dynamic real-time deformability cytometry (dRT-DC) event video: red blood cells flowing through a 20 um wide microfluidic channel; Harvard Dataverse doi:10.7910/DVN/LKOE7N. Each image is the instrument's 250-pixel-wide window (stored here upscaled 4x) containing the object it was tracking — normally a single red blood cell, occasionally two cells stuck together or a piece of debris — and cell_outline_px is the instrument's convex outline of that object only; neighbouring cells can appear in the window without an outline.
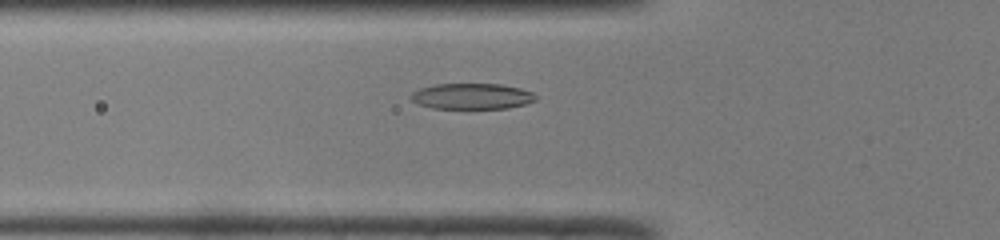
{"species": "common noctule bat (a hibernating species)", "species_latin": "Nyctalus noctula", "temperature_condition": "room temperature", "stored_images_in_passage": 43, "camera_frame_rate_fps": 3000, "um_per_image_px": 0.085, "animal": {"sex": "male", "body_mass_g": 19.0, "forearm_length_mm": 50.8}, "frame": {"image": 1, "passage_image": 11, "time_ms": 3.333, "image_size_px": [1000, 240], "cell_outline_px": [[536, 100], [524, 104], [508, 108], [432, 108], [420, 104], [412, 100], [408, 96], [412, 92], [420, 88], [436, 84], [500, 84], [520, 88], [532, 92], [536, 96]], "centroid_in_image_um": [40.1, 8.17], "position_along_channel_um": 85.7, "area_um2": 18.67}}
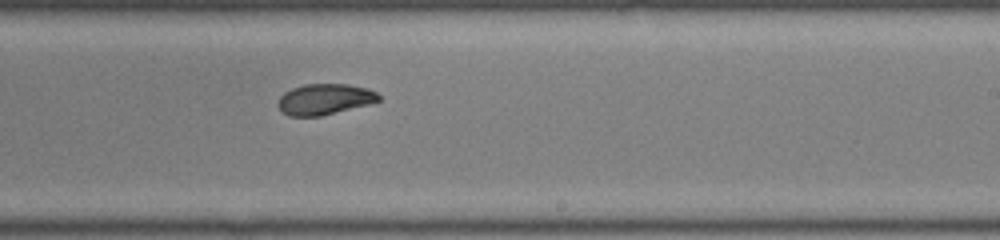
{"frame": {"image": 2, "passage_image": 24, "time_ms": 7.667, "image_size_px": [1000, 240], "cell_outline_px": [[380, 100], [368, 104], [320, 116], [288, 116], [280, 112], [276, 104], [280, 96], [284, 92], [292, 88], [304, 84], [348, 84], [368, 88], [376, 92], [380, 96]], "centroid_in_image_um": [27.54, 8.43], "position_along_channel_um": 261.5, "area_um2": 18.21}}
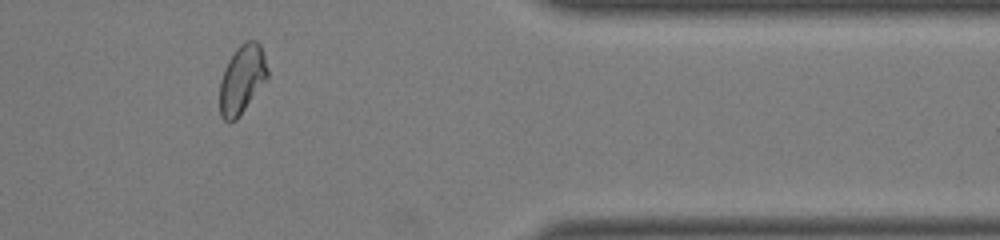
{"frame": {"image": 3, "passage_image": 35, "time_ms": 11.333, "image_size_px": [1000, 240], "cell_outline_px": [[268, 80], [236, 120], [228, 124], [220, 116], [220, 80], [224, 68], [228, 60], [236, 48], [244, 40], [256, 40], [260, 44], [268, 68]], "centroid_in_image_um": [20.58, 6.75], "position_along_channel_um": 390.8, "area_um2": 19.54}, "authors_computed_cell_mechanics": {"area_um2": 18.9584, "velocity_mm_per_s": 4.0654, "shape_relaxation_time_tau1_ms": 9.2017, "shape_relaxation_time_tau2_ms": 2.0118, "deformation_change_tau1": 0.2547, "deformation_change_tau2": 0.0576}}